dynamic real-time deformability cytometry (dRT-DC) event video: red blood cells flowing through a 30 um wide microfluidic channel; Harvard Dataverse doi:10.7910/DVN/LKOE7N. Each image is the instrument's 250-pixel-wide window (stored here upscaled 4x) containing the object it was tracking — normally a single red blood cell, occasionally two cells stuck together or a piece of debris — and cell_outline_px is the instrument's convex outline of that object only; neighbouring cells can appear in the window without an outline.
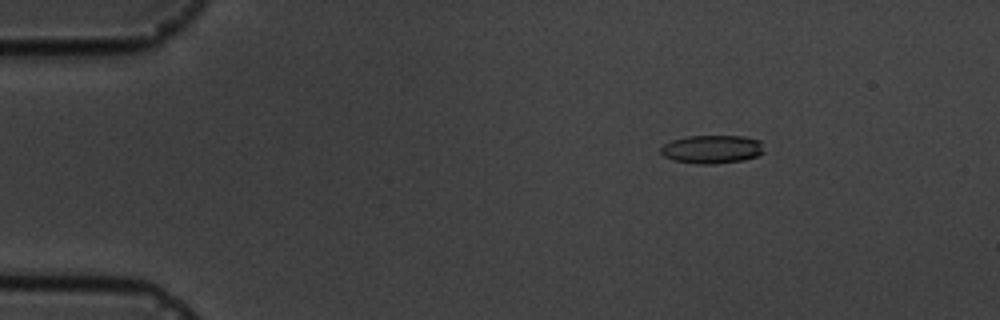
{"species": "common noctule bat (a hibernating species)", "species_latin": "Nyctalus noctula", "temperature_condition": "cold", "stored_images_in_passage": 16, "camera_frame_rate_fps": 3000, "um_per_image_px": 0.085, "animal": {"sex": "male", "body_mass_g": 19.5, "forearm_length_mm": 54.6}, "frame": {"image": 1, "passage_image": 2, "time_ms": 2.333, "image_size_px": [1000, 320], "cell_outline_px": [[764, 152], [756, 156], [744, 160], [712, 164], [700, 164], [672, 160], [664, 156], [660, 152], [660, 148], [664, 144], [672, 140], [688, 136], [744, 136], [760, 140]], "centroid_in_image_um": [60.51, 12.68], "position_along_channel_um": 24.5, "area_um2": 17.05}}
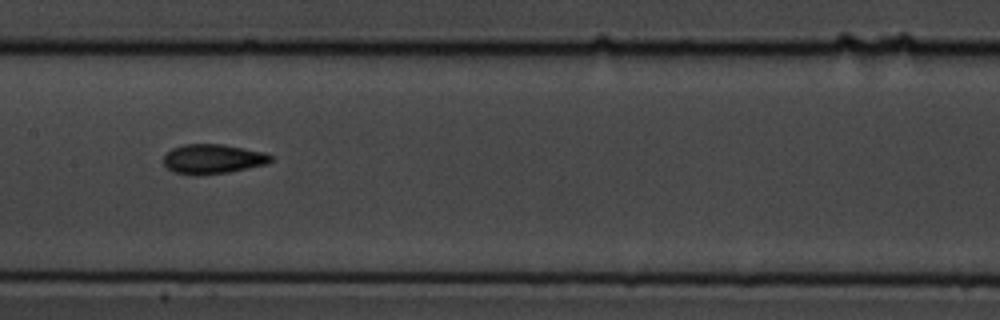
{"frame": {"image": 2, "passage_image": 8, "time_ms": 9.0, "image_size_px": [1000, 320], "cell_outline_px": [[272, 160], [268, 164], [228, 172], [196, 176], [192, 176], [176, 172], [168, 168], [164, 164], [164, 156], [172, 148], [184, 144], [224, 144], [264, 152], [272, 156]], "centroid_in_image_um": [18.1, 13.51], "position_along_channel_um": 189.3, "area_um2": 18.55}}
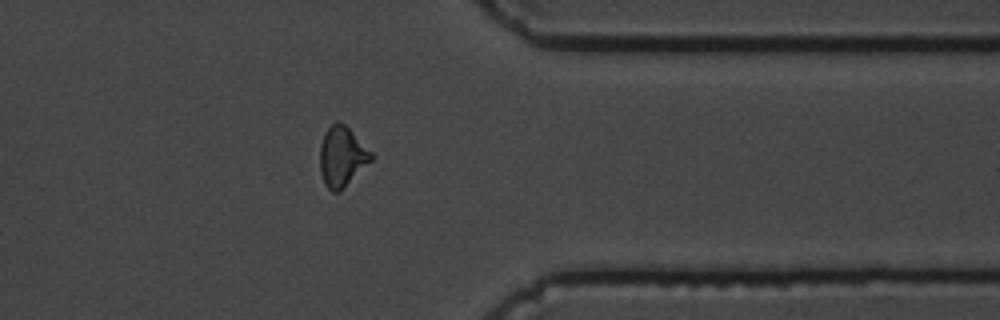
{"frame": {"image": 3, "passage_image": 13, "time_ms": 14.667, "image_size_px": [1000, 320], "cell_outline_px": [[376, 156], [340, 192], [332, 192], [324, 184], [320, 172], [320, 144], [324, 132], [336, 120], [344, 124]], "centroid_in_image_um": [29.06, 13.32], "position_along_channel_um": 382.3, "area_um2": 18.03}, "authors_computed_cell_mechanics": {"area_um2": 17.1955, "velocity_mm_per_s": 3.5679, "shape_relaxation_time_tau1_ms": 2.8599, "shape_relaxation_time_tau2_ms": 2.685, "deformation_change_tau1": 0.1146, "deformation_change_tau2": 0.0694}}